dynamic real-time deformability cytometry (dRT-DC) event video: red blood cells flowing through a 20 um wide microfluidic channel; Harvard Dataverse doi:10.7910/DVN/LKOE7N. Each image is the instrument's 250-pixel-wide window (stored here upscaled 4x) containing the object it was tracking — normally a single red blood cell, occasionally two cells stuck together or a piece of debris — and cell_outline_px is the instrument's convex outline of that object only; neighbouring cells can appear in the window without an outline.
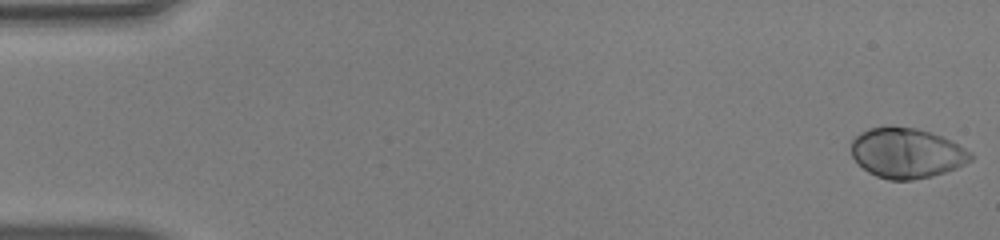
{"species": "human", "species_latin": "Homo sapiens", "temperature_condition": "warm", "stored_images_in_passage": 50, "camera_frame_rate_fps": 3000, "um_per_image_px": 0.085, "donor": {"sex": "male"}, "frame": {"image": 1, "passage_image": 1, "time_ms": 0.0, "image_size_px": [1000, 240], "cell_outline_px": [[972, 160], [956, 168], [932, 176], [912, 180], [888, 180], [876, 176], [868, 172], [852, 156], [852, 140], [860, 132], [868, 128], [888, 124], [916, 128], [932, 132], [972, 152]], "centroid_in_image_um": [77.04, 12.99], "position_along_channel_um": 8.0, "area_um2": 35.03}}
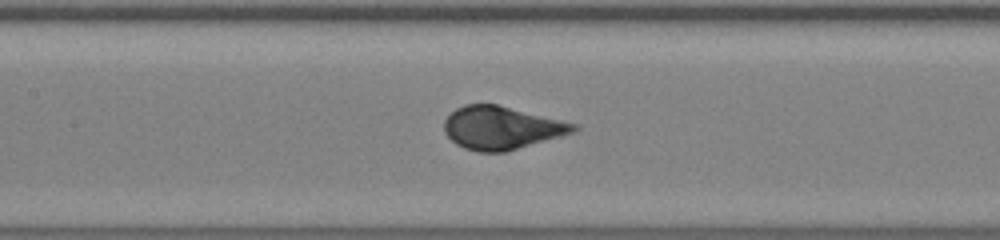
{"frame": {"image": 2, "passage_image": 24, "time_ms": 7.667, "image_size_px": [1000, 240], "cell_outline_px": [[580, 128], [576, 132], [504, 152], [476, 152], [464, 148], [456, 144], [444, 132], [444, 120], [456, 108], [464, 104], [496, 104], [580, 124]], "centroid_in_image_um": [42.66, 10.86], "position_along_channel_um": 164.7, "area_um2": 32.54}}
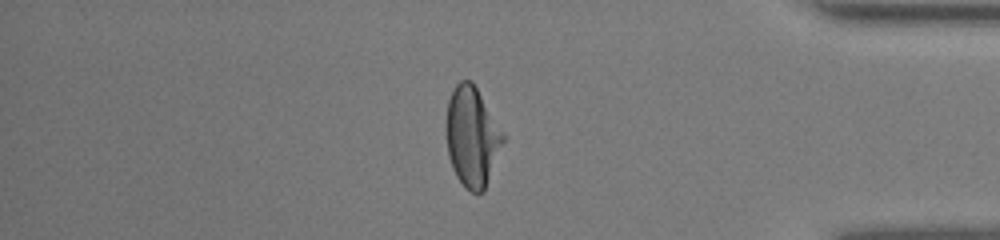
{"frame": {"image": 3, "passage_image": 43, "time_ms": 14.0, "image_size_px": [1000, 240], "cell_outline_px": [[504, 140], [484, 192], [472, 192], [464, 188], [456, 176], [452, 168], [448, 156], [444, 128], [448, 100], [456, 84], [460, 80], [472, 80], [504, 132]], "centroid_in_image_um": [40.1, 11.61], "position_along_channel_um": 395.1, "area_um2": 33.47}, "authors_computed_cell_mechanics": {"area_um2": 33.6974, "velocity_mm_per_s": 4.0851, "shape_relaxation_time_tau1_ms": 2.9334, "shape_relaxation_time_tau2_ms": null, "deformation_change_tau1": 0.2002, "deformation_change_tau2": null}}